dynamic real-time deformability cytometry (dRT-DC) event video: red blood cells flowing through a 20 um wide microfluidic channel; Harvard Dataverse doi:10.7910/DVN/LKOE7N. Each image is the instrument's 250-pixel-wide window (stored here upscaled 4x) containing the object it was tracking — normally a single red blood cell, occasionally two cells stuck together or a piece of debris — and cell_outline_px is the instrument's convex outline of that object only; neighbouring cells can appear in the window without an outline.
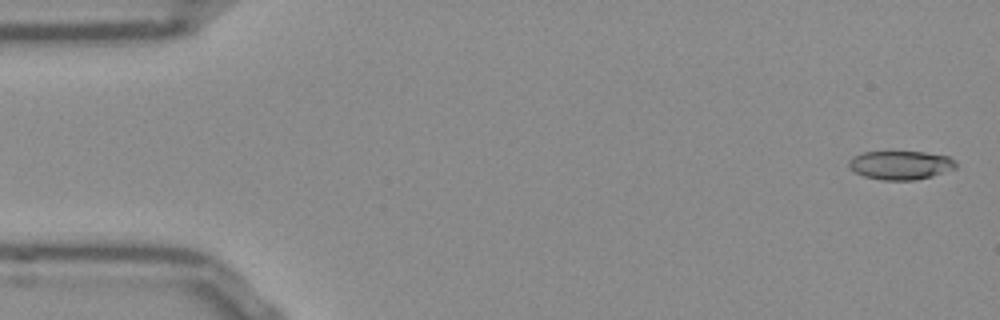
{"species": "Egyptian fruit bat (a non-hibernating species)", "species_latin": "Rousettus aegyptiacus", "temperature_condition": "room temperature", "stored_images_in_passage": 43, "camera_frame_rate_fps": 3000, "um_per_image_px": 0.085, "frame": {"image": 1, "passage_image": 2, "time_ms": 0.333, "image_size_px": [1000, 320], "cell_outline_px": [[956, 168], [932, 176], [916, 180], [880, 180], [864, 176], [856, 172], [848, 164], [848, 160], [852, 156], [864, 152], [924, 152], [948, 156], [956, 160]], "centroid_in_image_um": [76.56, 14.03], "position_along_channel_um": 8.4, "area_um2": 17.92}}
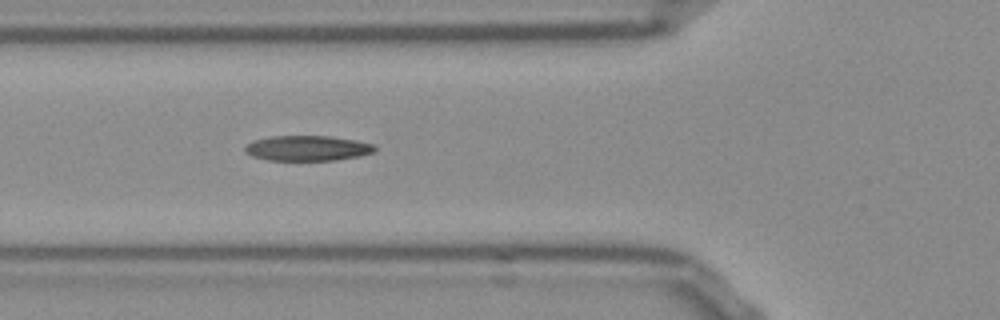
{"frame": {"image": 2, "passage_image": 19, "time_ms": 6.0, "image_size_px": [1000, 320], "cell_outline_px": [[376, 148], [372, 152], [360, 156], [336, 160], [268, 160], [252, 156], [244, 152], [244, 148], [252, 140], [272, 136], [328, 136], [356, 140], [376, 144]], "centroid_in_image_um": [26.13, 12.59], "position_along_channel_um": 99.7, "area_um2": 19.13}}
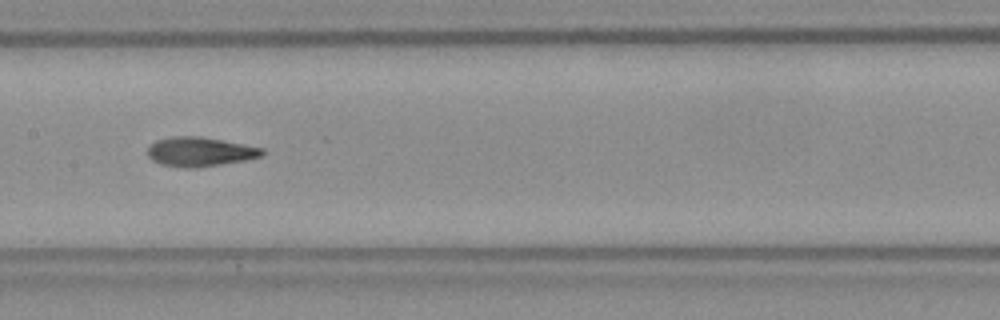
{"frame": {"image": 3, "passage_image": 26, "time_ms": 8.333, "image_size_px": [1000, 320], "cell_outline_px": [[264, 156], [244, 160], [220, 164], [188, 168], [160, 164], [152, 160], [148, 156], [148, 148], [156, 140], [172, 136], [200, 136], [244, 144], [264, 148]], "centroid_in_image_um": [17.0, 12.88], "position_along_channel_um": 190.4, "area_um2": 19.42}, "authors_computed_cell_mechanics": {"area_um2": 19.0162, "velocity_mm_per_s": 3.8521, "shape_relaxation_time_tau1_ms": 8.4213, "shape_relaxation_time_tau2_ms": 2.4167, "deformation_change_tau1": 0.2333, "deformation_change_tau2": 0.1077}}